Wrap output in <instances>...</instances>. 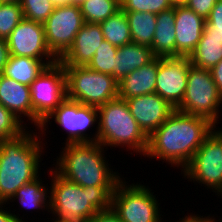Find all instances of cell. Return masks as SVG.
<instances>
[{
    "label": "cell",
    "instance_id": "2",
    "mask_svg": "<svg viewBox=\"0 0 222 222\" xmlns=\"http://www.w3.org/2000/svg\"><path fill=\"white\" fill-rule=\"evenodd\" d=\"M38 137L26 130L17 137L0 140V203L6 205L21 186L40 175L44 148Z\"/></svg>",
    "mask_w": 222,
    "mask_h": 222
},
{
    "label": "cell",
    "instance_id": "19",
    "mask_svg": "<svg viewBox=\"0 0 222 222\" xmlns=\"http://www.w3.org/2000/svg\"><path fill=\"white\" fill-rule=\"evenodd\" d=\"M157 72L158 57H155L151 62L135 69L118 82V97L126 100L135 96L155 93Z\"/></svg>",
    "mask_w": 222,
    "mask_h": 222
},
{
    "label": "cell",
    "instance_id": "38",
    "mask_svg": "<svg viewBox=\"0 0 222 222\" xmlns=\"http://www.w3.org/2000/svg\"><path fill=\"white\" fill-rule=\"evenodd\" d=\"M3 205L4 204L0 203V222H27V220H22V217L20 219L15 213H11L10 209L8 211L7 208H3Z\"/></svg>",
    "mask_w": 222,
    "mask_h": 222
},
{
    "label": "cell",
    "instance_id": "16",
    "mask_svg": "<svg viewBox=\"0 0 222 222\" xmlns=\"http://www.w3.org/2000/svg\"><path fill=\"white\" fill-rule=\"evenodd\" d=\"M206 20L185 6H175L176 57H189L201 39Z\"/></svg>",
    "mask_w": 222,
    "mask_h": 222
},
{
    "label": "cell",
    "instance_id": "7",
    "mask_svg": "<svg viewBox=\"0 0 222 222\" xmlns=\"http://www.w3.org/2000/svg\"><path fill=\"white\" fill-rule=\"evenodd\" d=\"M221 106L222 95L218 92L210 70L190 64L186 92L176 110L204 117L218 125Z\"/></svg>",
    "mask_w": 222,
    "mask_h": 222
},
{
    "label": "cell",
    "instance_id": "15",
    "mask_svg": "<svg viewBox=\"0 0 222 222\" xmlns=\"http://www.w3.org/2000/svg\"><path fill=\"white\" fill-rule=\"evenodd\" d=\"M125 101L131 115L147 136L159 128L175 110L157 93L135 96Z\"/></svg>",
    "mask_w": 222,
    "mask_h": 222
},
{
    "label": "cell",
    "instance_id": "11",
    "mask_svg": "<svg viewBox=\"0 0 222 222\" xmlns=\"http://www.w3.org/2000/svg\"><path fill=\"white\" fill-rule=\"evenodd\" d=\"M54 117V118H53ZM67 131L66 144L68 143H94V137L86 134V130L98 123V109L93 106L83 105L75 100L65 98L61 104L52 111L42 122L40 135L48 128L50 119Z\"/></svg>",
    "mask_w": 222,
    "mask_h": 222
},
{
    "label": "cell",
    "instance_id": "21",
    "mask_svg": "<svg viewBox=\"0 0 222 222\" xmlns=\"http://www.w3.org/2000/svg\"><path fill=\"white\" fill-rule=\"evenodd\" d=\"M155 57L149 46L131 42L118 47L115 56V79L119 82L135 69L151 62Z\"/></svg>",
    "mask_w": 222,
    "mask_h": 222
},
{
    "label": "cell",
    "instance_id": "35",
    "mask_svg": "<svg viewBox=\"0 0 222 222\" xmlns=\"http://www.w3.org/2000/svg\"><path fill=\"white\" fill-rule=\"evenodd\" d=\"M88 222H123L112 209L96 213Z\"/></svg>",
    "mask_w": 222,
    "mask_h": 222
},
{
    "label": "cell",
    "instance_id": "13",
    "mask_svg": "<svg viewBox=\"0 0 222 222\" xmlns=\"http://www.w3.org/2000/svg\"><path fill=\"white\" fill-rule=\"evenodd\" d=\"M190 64L188 57H158L155 93L175 109L184 98Z\"/></svg>",
    "mask_w": 222,
    "mask_h": 222
},
{
    "label": "cell",
    "instance_id": "18",
    "mask_svg": "<svg viewBox=\"0 0 222 222\" xmlns=\"http://www.w3.org/2000/svg\"><path fill=\"white\" fill-rule=\"evenodd\" d=\"M0 104L22 123H24L22 116L33 123L30 86L0 74Z\"/></svg>",
    "mask_w": 222,
    "mask_h": 222
},
{
    "label": "cell",
    "instance_id": "31",
    "mask_svg": "<svg viewBox=\"0 0 222 222\" xmlns=\"http://www.w3.org/2000/svg\"><path fill=\"white\" fill-rule=\"evenodd\" d=\"M171 7L169 0H120V9L123 11L150 12L157 15Z\"/></svg>",
    "mask_w": 222,
    "mask_h": 222
},
{
    "label": "cell",
    "instance_id": "40",
    "mask_svg": "<svg viewBox=\"0 0 222 222\" xmlns=\"http://www.w3.org/2000/svg\"><path fill=\"white\" fill-rule=\"evenodd\" d=\"M172 7L185 6L189 0H169Z\"/></svg>",
    "mask_w": 222,
    "mask_h": 222
},
{
    "label": "cell",
    "instance_id": "8",
    "mask_svg": "<svg viewBox=\"0 0 222 222\" xmlns=\"http://www.w3.org/2000/svg\"><path fill=\"white\" fill-rule=\"evenodd\" d=\"M120 180L112 194L111 209L123 222H161L160 203L143 184Z\"/></svg>",
    "mask_w": 222,
    "mask_h": 222
},
{
    "label": "cell",
    "instance_id": "37",
    "mask_svg": "<svg viewBox=\"0 0 222 222\" xmlns=\"http://www.w3.org/2000/svg\"><path fill=\"white\" fill-rule=\"evenodd\" d=\"M10 57L7 41L0 38V74H2L4 67L8 63Z\"/></svg>",
    "mask_w": 222,
    "mask_h": 222
},
{
    "label": "cell",
    "instance_id": "29",
    "mask_svg": "<svg viewBox=\"0 0 222 222\" xmlns=\"http://www.w3.org/2000/svg\"><path fill=\"white\" fill-rule=\"evenodd\" d=\"M118 47L104 40L97 48L87 67L93 71L111 75L115 78V56Z\"/></svg>",
    "mask_w": 222,
    "mask_h": 222
},
{
    "label": "cell",
    "instance_id": "39",
    "mask_svg": "<svg viewBox=\"0 0 222 222\" xmlns=\"http://www.w3.org/2000/svg\"><path fill=\"white\" fill-rule=\"evenodd\" d=\"M216 219L210 218L209 216L203 218V216H198L197 215H188V222H217L215 221ZM221 222V221H220Z\"/></svg>",
    "mask_w": 222,
    "mask_h": 222
},
{
    "label": "cell",
    "instance_id": "3",
    "mask_svg": "<svg viewBox=\"0 0 222 222\" xmlns=\"http://www.w3.org/2000/svg\"><path fill=\"white\" fill-rule=\"evenodd\" d=\"M50 211L57 222H88L96 213L111 209L115 187H82L52 168Z\"/></svg>",
    "mask_w": 222,
    "mask_h": 222
},
{
    "label": "cell",
    "instance_id": "22",
    "mask_svg": "<svg viewBox=\"0 0 222 222\" xmlns=\"http://www.w3.org/2000/svg\"><path fill=\"white\" fill-rule=\"evenodd\" d=\"M58 60H38L31 57L10 55L2 75L14 79L16 82L31 86L32 82L44 70Z\"/></svg>",
    "mask_w": 222,
    "mask_h": 222
},
{
    "label": "cell",
    "instance_id": "1",
    "mask_svg": "<svg viewBox=\"0 0 222 222\" xmlns=\"http://www.w3.org/2000/svg\"><path fill=\"white\" fill-rule=\"evenodd\" d=\"M214 127L216 125L204 117L175 109L168 119L148 136L144 157L166 160L171 167L174 165L184 169Z\"/></svg>",
    "mask_w": 222,
    "mask_h": 222
},
{
    "label": "cell",
    "instance_id": "34",
    "mask_svg": "<svg viewBox=\"0 0 222 222\" xmlns=\"http://www.w3.org/2000/svg\"><path fill=\"white\" fill-rule=\"evenodd\" d=\"M217 1L218 0H189L186 6L206 20Z\"/></svg>",
    "mask_w": 222,
    "mask_h": 222
},
{
    "label": "cell",
    "instance_id": "17",
    "mask_svg": "<svg viewBox=\"0 0 222 222\" xmlns=\"http://www.w3.org/2000/svg\"><path fill=\"white\" fill-rule=\"evenodd\" d=\"M104 40L99 24L85 22L72 46L58 61L63 66H87Z\"/></svg>",
    "mask_w": 222,
    "mask_h": 222
},
{
    "label": "cell",
    "instance_id": "5",
    "mask_svg": "<svg viewBox=\"0 0 222 222\" xmlns=\"http://www.w3.org/2000/svg\"><path fill=\"white\" fill-rule=\"evenodd\" d=\"M98 109L97 131L94 143L104 147H128V150L145 154L148 145V136L139 127L131 115L125 99L117 97L103 104Z\"/></svg>",
    "mask_w": 222,
    "mask_h": 222
},
{
    "label": "cell",
    "instance_id": "23",
    "mask_svg": "<svg viewBox=\"0 0 222 222\" xmlns=\"http://www.w3.org/2000/svg\"><path fill=\"white\" fill-rule=\"evenodd\" d=\"M188 58L192 65L210 70L222 60V34L202 33L198 45Z\"/></svg>",
    "mask_w": 222,
    "mask_h": 222
},
{
    "label": "cell",
    "instance_id": "36",
    "mask_svg": "<svg viewBox=\"0 0 222 222\" xmlns=\"http://www.w3.org/2000/svg\"><path fill=\"white\" fill-rule=\"evenodd\" d=\"M210 72L217 86L218 92L222 95V60L212 67Z\"/></svg>",
    "mask_w": 222,
    "mask_h": 222
},
{
    "label": "cell",
    "instance_id": "12",
    "mask_svg": "<svg viewBox=\"0 0 222 222\" xmlns=\"http://www.w3.org/2000/svg\"><path fill=\"white\" fill-rule=\"evenodd\" d=\"M79 6H55L43 23L47 47L59 60L72 46L76 34L84 25Z\"/></svg>",
    "mask_w": 222,
    "mask_h": 222
},
{
    "label": "cell",
    "instance_id": "20",
    "mask_svg": "<svg viewBox=\"0 0 222 222\" xmlns=\"http://www.w3.org/2000/svg\"><path fill=\"white\" fill-rule=\"evenodd\" d=\"M150 48L156 57H176L175 7L156 15V29Z\"/></svg>",
    "mask_w": 222,
    "mask_h": 222
},
{
    "label": "cell",
    "instance_id": "30",
    "mask_svg": "<svg viewBox=\"0 0 222 222\" xmlns=\"http://www.w3.org/2000/svg\"><path fill=\"white\" fill-rule=\"evenodd\" d=\"M23 17L34 22L44 23L54 11L52 0H19Z\"/></svg>",
    "mask_w": 222,
    "mask_h": 222
},
{
    "label": "cell",
    "instance_id": "26",
    "mask_svg": "<svg viewBox=\"0 0 222 222\" xmlns=\"http://www.w3.org/2000/svg\"><path fill=\"white\" fill-rule=\"evenodd\" d=\"M99 25L104 39L116 47H121L132 42L129 22L123 10L117 11Z\"/></svg>",
    "mask_w": 222,
    "mask_h": 222
},
{
    "label": "cell",
    "instance_id": "24",
    "mask_svg": "<svg viewBox=\"0 0 222 222\" xmlns=\"http://www.w3.org/2000/svg\"><path fill=\"white\" fill-rule=\"evenodd\" d=\"M40 178L41 177L38 176L33 181L21 186L9 201L12 200L14 202L15 199H18L17 202L19 201L21 208L26 207L27 209L32 208L38 210H44L46 208V210L50 212L51 196L48 194H51V189L46 188Z\"/></svg>",
    "mask_w": 222,
    "mask_h": 222
},
{
    "label": "cell",
    "instance_id": "9",
    "mask_svg": "<svg viewBox=\"0 0 222 222\" xmlns=\"http://www.w3.org/2000/svg\"><path fill=\"white\" fill-rule=\"evenodd\" d=\"M215 128L181 172L190 181L204 184L222 197V129Z\"/></svg>",
    "mask_w": 222,
    "mask_h": 222
},
{
    "label": "cell",
    "instance_id": "14",
    "mask_svg": "<svg viewBox=\"0 0 222 222\" xmlns=\"http://www.w3.org/2000/svg\"><path fill=\"white\" fill-rule=\"evenodd\" d=\"M6 41L10 55L58 60L47 47L42 23L23 18Z\"/></svg>",
    "mask_w": 222,
    "mask_h": 222
},
{
    "label": "cell",
    "instance_id": "6",
    "mask_svg": "<svg viewBox=\"0 0 222 222\" xmlns=\"http://www.w3.org/2000/svg\"><path fill=\"white\" fill-rule=\"evenodd\" d=\"M66 75V97L83 105L99 108L118 97V81L111 75L87 66H63Z\"/></svg>",
    "mask_w": 222,
    "mask_h": 222
},
{
    "label": "cell",
    "instance_id": "25",
    "mask_svg": "<svg viewBox=\"0 0 222 222\" xmlns=\"http://www.w3.org/2000/svg\"><path fill=\"white\" fill-rule=\"evenodd\" d=\"M124 12L129 22L132 42L151 47L156 29V14L135 11Z\"/></svg>",
    "mask_w": 222,
    "mask_h": 222
},
{
    "label": "cell",
    "instance_id": "27",
    "mask_svg": "<svg viewBox=\"0 0 222 222\" xmlns=\"http://www.w3.org/2000/svg\"><path fill=\"white\" fill-rule=\"evenodd\" d=\"M79 7L84 22L99 24L120 10V0H86Z\"/></svg>",
    "mask_w": 222,
    "mask_h": 222
},
{
    "label": "cell",
    "instance_id": "42",
    "mask_svg": "<svg viewBox=\"0 0 222 222\" xmlns=\"http://www.w3.org/2000/svg\"><path fill=\"white\" fill-rule=\"evenodd\" d=\"M86 0H69V5L80 6Z\"/></svg>",
    "mask_w": 222,
    "mask_h": 222
},
{
    "label": "cell",
    "instance_id": "43",
    "mask_svg": "<svg viewBox=\"0 0 222 222\" xmlns=\"http://www.w3.org/2000/svg\"><path fill=\"white\" fill-rule=\"evenodd\" d=\"M179 222H188V214L184 218H181V220Z\"/></svg>",
    "mask_w": 222,
    "mask_h": 222
},
{
    "label": "cell",
    "instance_id": "41",
    "mask_svg": "<svg viewBox=\"0 0 222 222\" xmlns=\"http://www.w3.org/2000/svg\"><path fill=\"white\" fill-rule=\"evenodd\" d=\"M55 6L69 5V0H52Z\"/></svg>",
    "mask_w": 222,
    "mask_h": 222
},
{
    "label": "cell",
    "instance_id": "28",
    "mask_svg": "<svg viewBox=\"0 0 222 222\" xmlns=\"http://www.w3.org/2000/svg\"><path fill=\"white\" fill-rule=\"evenodd\" d=\"M23 18V12L19 1L1 0L0 38L6 40Z\"/></svg>",
    "mask_w": 222,
    "mask_h": 222
},
{
    "label": "cell",
    "instance_id": "32",
    "mask_svg": "<svg viewBox=\"0 0 222 222\" xmlns=\"http://www.w3.org/2000/svg\"><path fill=\"white\" fill-rule=\"evenodd\" d=\"M26 125H23L20 120L0 104V140L19 136L28 128Z\"/></svg>",
    "mask_w": 222,
    "mask_h": 222
},
{
    "label": "cell",
    "instance_id": "10",
    "mask_svg": "<svg viewBox=\"0 0 222 222\" xmlns=\"http://www.w3.org/2000/svg\"><path fill=\"white\" fill-rule=\"evenodd\" d=\"M33 124L40 127L41 122L66 98V75L63 65L48 66L31 84Z\"/></svg>",
    "mask_w": 222,
    "mask_h": 222
},
{
    "label": "cell",
    "instance_id": "33",
    "mask_svg": "<svg viewBox=\"0 0 222 222\" xmlns=\"http://www.w3.org/2000/svg\"><path fill=\"white\" fill-rule=\"evenodd\" d=\"M202 33L222 34V0H218L212 8Z\"/></svg>",
    "mask_w": 222,
    "mask_h": 222
},
{
    "label": "cell",
    "instance_id": "4",
    "mask_svg": "<svg viewBox=\"0 0 222 222\" xmlns=\"http://www.w3.org/2000/svg\"><path fill=\"white\" fill-rule=\"evenodd\" d=\"M53 170L65 180L82 187H116L123 179L109 168L100 143H65Z\"/></svg>",
    "mask_w": 222,
    "mask_h": 222
}]
</instances>
